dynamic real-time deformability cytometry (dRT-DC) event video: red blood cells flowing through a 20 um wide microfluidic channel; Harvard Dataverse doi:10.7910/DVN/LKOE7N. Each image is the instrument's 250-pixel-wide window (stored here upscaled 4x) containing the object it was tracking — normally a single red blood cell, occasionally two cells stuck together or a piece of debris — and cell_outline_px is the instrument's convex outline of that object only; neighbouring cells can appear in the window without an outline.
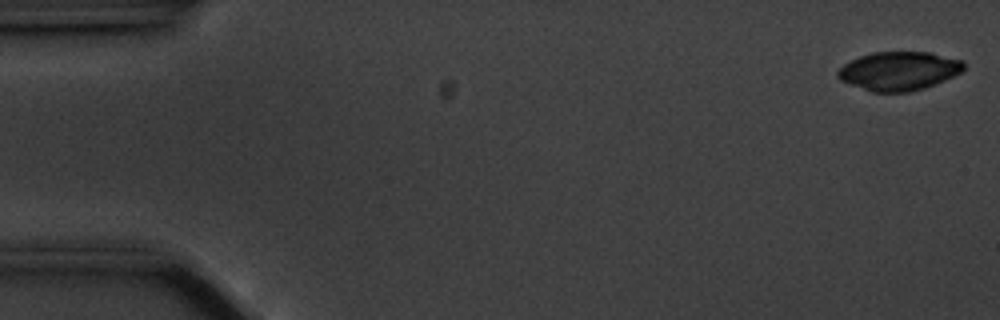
{"species": "common noctule bat (a hibernating species)", "species_latin": "Nyctalus noctula", "temperature_condition": "cold", "stored_images_in_passage": 56, "camera_frame_rate_fps": 3000, "um_per_image_px": 0.085, "animal": {"sex": "male", "body_mass_g": 20.1, "forearm_length_mm": 53.5}, "frame": {"image": 1, "passage_image": 1, "time_ms": 0.0, "image_size_px": [1000, 320], "cell_outline_px": [[964, 68], [960, 72], [944, 80], [924, 88], [908, 92], [872, 92], [840, 80], [836, 76], [836, 72], [844, 64], [860, 56], [872, 52], [928, 52], [964, 60]], "centroid_in_image_um": [76.39, 6.03], "position_along_channel_um": 8.6, "area_um2": 28.26}}